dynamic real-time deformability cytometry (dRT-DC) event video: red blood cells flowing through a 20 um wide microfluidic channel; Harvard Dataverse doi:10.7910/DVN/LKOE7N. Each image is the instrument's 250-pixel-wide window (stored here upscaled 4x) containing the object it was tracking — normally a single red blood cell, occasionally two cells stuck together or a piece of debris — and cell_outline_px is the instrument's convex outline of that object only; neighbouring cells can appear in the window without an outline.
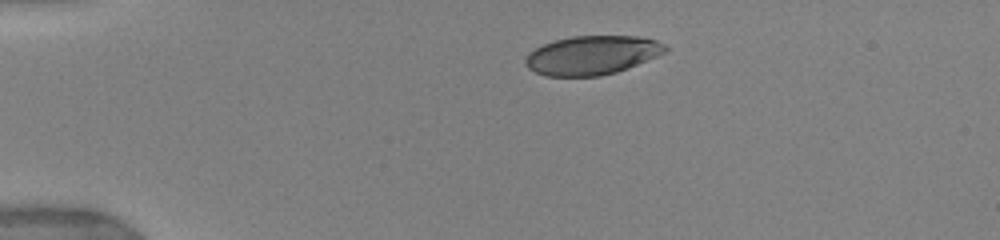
{"species": "human", "species_latin": "Homo sapiens", "temperature_condition": "warm", "stored_images_in_passage": 32, "camera_frame_rate_fps": 3000, "um_per_image_px": 0.085, "donor": {"sex": "female"}, "frame": {"image": 1, "passage_image": 1, "time_ms": 0.0, "image_size_px": [1000, 240], "cell_outline_px": [[668, 48], [664, 52], [656, 56], [628, 68], [616, 72], [600, 76], [544, 76], [528, 68], [524, 64], [524, 60], [528, 52], [544, 44], [556, 40], [572, 36], [640, 36], [656, 40], [664, 44]], "centroid_in_image_um": [50.29, 4.69], "position_along_channel_um": 34.7, "area_um2": 31.67}}
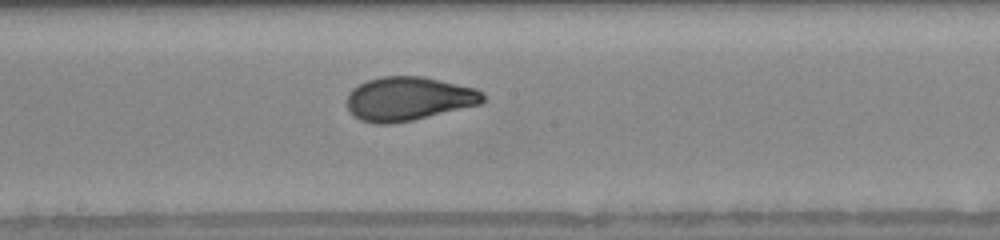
{"frame": {"image": 2, "passage_image": 15, "time_ms": 6.0, "image_size_px": [1000, 240], "cell_outline_px": [[484, 100], [480, 104], [412, 120], [392, 124], [376, 124], [360, 120], [352, 116], [348, 108], [348, 92], [352, 88], [368, 80], [380, 76], [424, 76], [476, 88], [484, 92]], "centroid_in_image_um": [34.71, 8.39], "position_along_channel_um": 213.5, "area_um2": 34.85}}
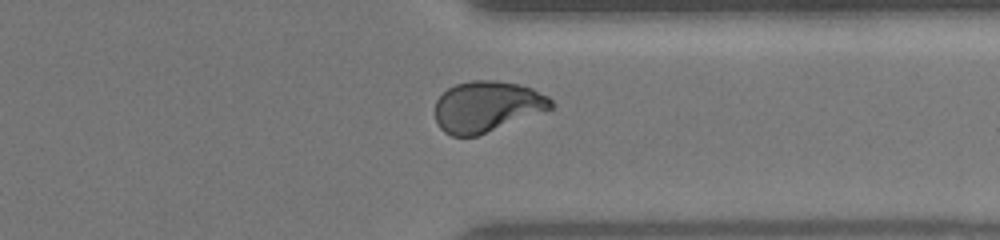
{"frame": {"image": 3, "passage_image": 24, "time_ms": 10.0, "image_size_px": [1000, 240], "cell_outline_px": [[556, 104], [552, 108], [476, 136], [452, 136], [444, 132], [440, 128], [436, 120], [436, 100], [448, 88], [456, 84], [472, 80], [496, 80], [520, 84], [532, 88], [548, 96]], "centroid_in_image_um": [41.39, 9.04], "position_along_channel_um": 370.0, "area_um2": 34.16}, "authors_computed_cell_mechanics": {"area_um2": 34.3043, "velocity_mm_per_s": 3.9143, "shape_relaxation_time_tau1_ms": 6.0111, "shape_relaxation_time_tau2_ms": null, "deformation_change_tau1": 0.2299, "deformation_change_tau2": null}}